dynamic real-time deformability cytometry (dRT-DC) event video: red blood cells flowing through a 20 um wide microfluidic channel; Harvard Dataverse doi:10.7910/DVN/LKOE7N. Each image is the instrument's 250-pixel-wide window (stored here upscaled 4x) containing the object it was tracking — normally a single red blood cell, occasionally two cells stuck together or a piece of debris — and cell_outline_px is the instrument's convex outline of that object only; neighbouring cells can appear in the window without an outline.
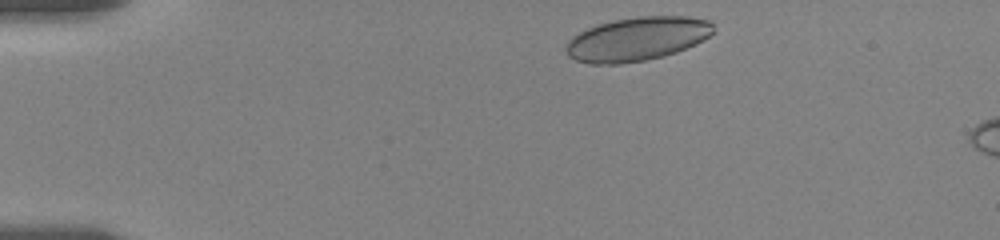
{"species": "human", "species_latin": "Homo sapiens", "temperature_condition": "room temperature", "stored_images_in_passage": 8, "camera_frame_rate_fps": 3000, "um_per_image_px": 0.085, "donor": {"sex": "female"}, "frame": {"image": 1, "passage_image": 2, "time_ms": 0.333, "image_size_px": [1000, 240], "cell_outline_px": [[716, 32], [696, 44], [676, 52], [644, 60], [620, 64], [588, 64], [576, 60], [568, 56], [568, 40], [572, 36], [596, 24], [612, 20], [636, 16], [688, 16], [712, 20]], "centroid_in_image_um": [54.2, 3.29], "position_along_channel_um": 30.8, "area_um2": 37.8}}